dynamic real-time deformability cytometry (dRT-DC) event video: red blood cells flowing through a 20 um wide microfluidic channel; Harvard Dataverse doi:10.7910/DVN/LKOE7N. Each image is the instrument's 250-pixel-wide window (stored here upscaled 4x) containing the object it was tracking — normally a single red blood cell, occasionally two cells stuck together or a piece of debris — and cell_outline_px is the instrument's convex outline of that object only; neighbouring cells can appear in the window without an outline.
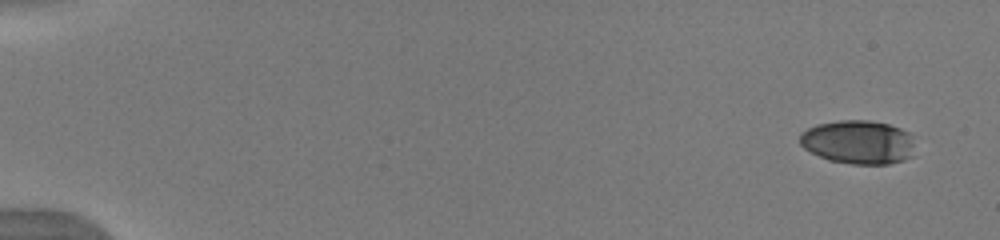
{"species": "human", "species_latin": "Homo sapiens", "temperature_condition": "warm", "stored_images_in_passage": 50, "camera_frame_rate_fps": 3000, "um_per_image_px": 0.085, "donor": {"sex": "male"}, "frame": {"image": 1, "passage_image": 1, "time_ms": 0.0, "image_size_px": [1000, 240], "cell_outline_px": [[912, 156], [904, 160], [888, 164], [852, 164], [828, 160], [804, 148], [800, 144], [800, 132], [816, 124], [840, 120], [868, 120], [888, 124], [900, 128], [908, 132], [912, 136]], "centroid_in_image_um": [72.93, 12.07], "position_along_channel_um": 12.1, "area_um2": 29.36}}
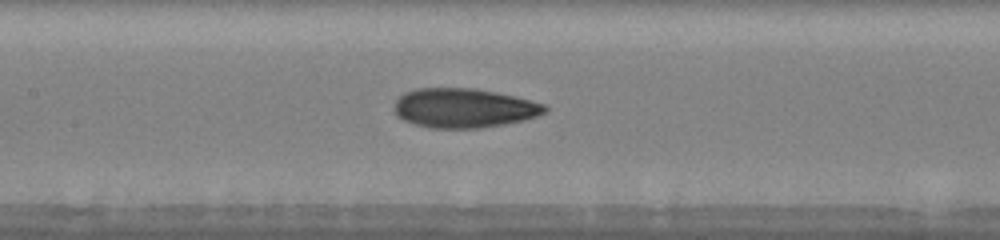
{"frame": {"image": 2, "passage_image": 25, "time_ms": 8.0, "image_size_px": [1000, 240], "cell_outline_px": [[548, 112], [524, 120], [504, 124], [480, 128], [428, 128], [404, 120], [396, 116], [396, 100], [404, 92], [416, 88], [476, 88], [516, 96], [544, 104], [548, 108]], "centroid_in_image_um": [39.45, 9.18], "position_along_channel_um": 167.9, "area_um2": 34.62}}
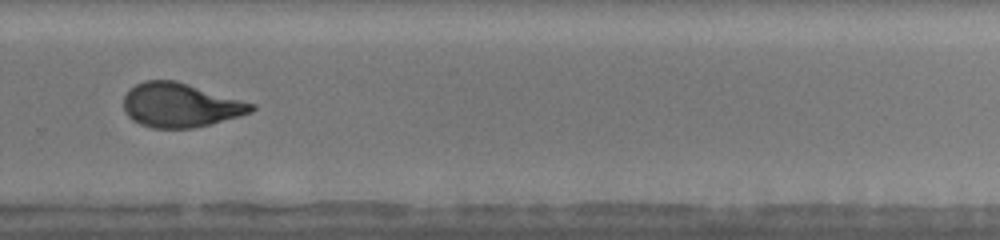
{"frame": {"image": 3, "passage_image": 36, "time_ms": 11.667, "image_size_px": [1000, 240], "cell_outline_px": [[256, 108], [252, 112], [240, 116], [192, 128], [152, 128], [140, 124], [132, 120], [124, 112], [124, 96], [128, 88], [144, 80], [176, 80], [256, 104]], "centroid_in_image_um": [15.31, 8.93], "position_along_channel_um": 314.5, "area_um2": 33.0}, "authors_computed_cell_mechanics": {"area_um2": 32.7148, "velocity_mm_per_s": 4.0142, "shape_relaxation_time_tau1_ms": 6.2658, "shape_relaxation_time_tau2_ms": 1.5414, "deformation_change_tau1": 0.2307, "deformation_change_tau2": 0.0888}}